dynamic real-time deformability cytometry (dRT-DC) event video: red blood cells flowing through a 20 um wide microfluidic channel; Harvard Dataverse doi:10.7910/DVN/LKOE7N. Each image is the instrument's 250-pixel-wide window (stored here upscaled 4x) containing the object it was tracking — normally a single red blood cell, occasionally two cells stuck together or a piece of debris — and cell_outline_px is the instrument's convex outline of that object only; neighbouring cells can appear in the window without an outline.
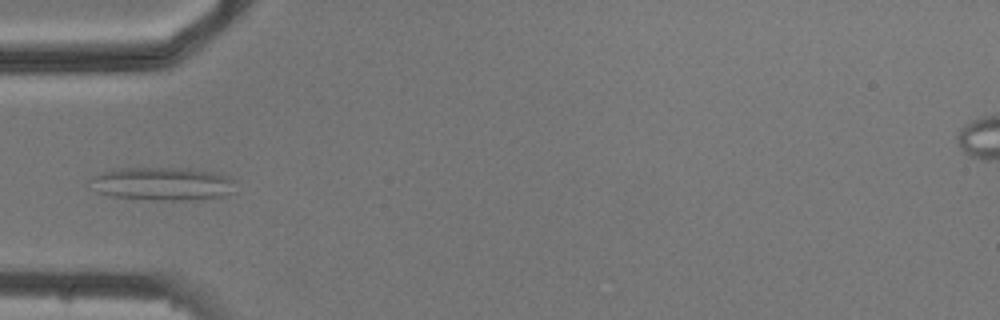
{"species": "common noctule bat (a hibernating species)", "species_latin": "Nyctalus noctula", "temperature_condition": "cold", "stored_images_in_passage": 5, "camera_frame_rate_fps": 3000, "um_per_image_px": 0.085, "animal": {"sex": "male", "body_mass_g": 20.5, "forearm_length_mm": 52.5}, "frame": {"image": 1, "passage_image": 5, "time_ms": 5.333, "image_size_px": [1000, 320], "cell_outline_px": [[236, 192], [224, 196], [188, 200], [168, 200], [112, 196], [100, 192], [88, 180], [92, 176], [112, 168], [192, 168], [216, 172], [228, 176], [236, 180]], "centroid_in_image_um": [13.91, 15.6], "position_along_channel_um": 71.1, "area_um2": 28.32}}